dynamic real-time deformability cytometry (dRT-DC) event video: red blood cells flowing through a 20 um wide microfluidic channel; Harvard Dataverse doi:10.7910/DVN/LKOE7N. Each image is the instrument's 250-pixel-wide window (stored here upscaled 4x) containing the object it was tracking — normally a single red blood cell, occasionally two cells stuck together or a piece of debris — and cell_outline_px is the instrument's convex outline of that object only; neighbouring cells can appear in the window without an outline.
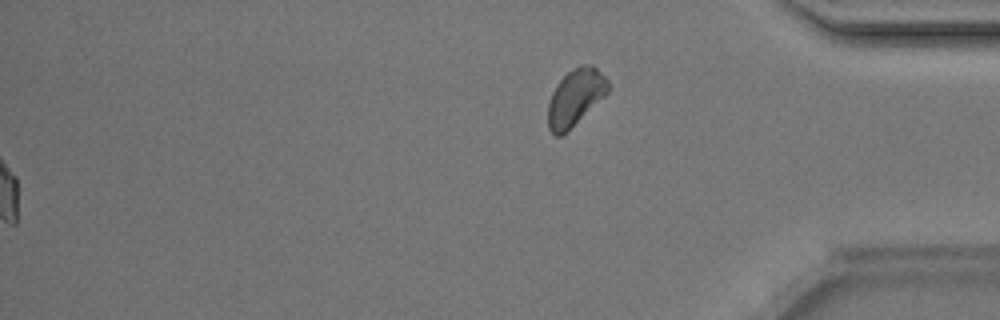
{"species": "Egyptian fruit bat (a non-hibernating species)", "species_latin": "Rousettus aegyptiacus", "temperature_condition": "room temperature", "stored_images_in_passage": 41, "segment_of_instrument_passage": [2, 2], "camera_frame_rate_fps": 3000, "um_per_image_px": 0.085, "animal": {"sex": "male"}, "frame": {"image": 1, "passage_image": 41, "time_ms": 13.333, "image_size_px": [1000, 320], "cell_outline_px": [[608, 92], [604, 96], [560, 136], [556, 136], [548, 128], [548, 104], [552, 92], [556, 84], [572, 68], [580, 64], [592, 64], [608, 80]], "centroid_in_image_um": [48.88, 8.23], "position_along_channel_um": 386.3, "area_um2": 19.31}}